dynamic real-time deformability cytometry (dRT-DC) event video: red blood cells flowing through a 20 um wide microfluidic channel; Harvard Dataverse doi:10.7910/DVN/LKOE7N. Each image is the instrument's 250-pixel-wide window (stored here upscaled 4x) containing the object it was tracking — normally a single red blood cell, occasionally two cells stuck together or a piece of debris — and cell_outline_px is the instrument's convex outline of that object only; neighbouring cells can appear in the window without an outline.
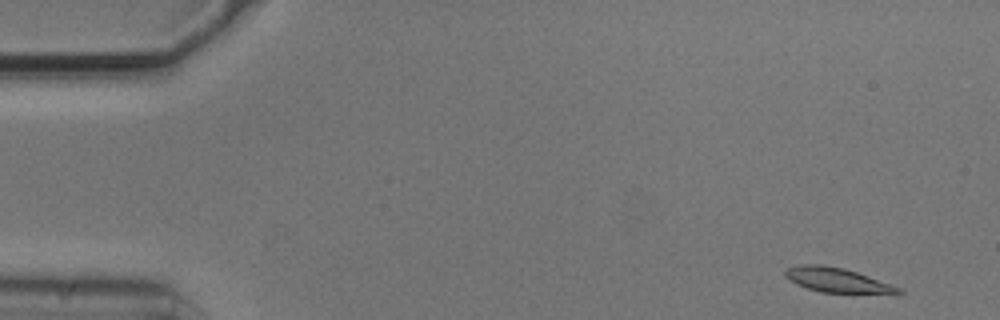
{"species": "common noctule bat (a hibernating species)", "species_latin": "Nyctalus noctula", "temperature_condition": "cold", "stored_images_in_passage": 13, "camera_frame_rate_fps": 3000, "um_per_image_px": 0.085, "animal": {"sex": "male", "body_mass_g": 20.5, "forearm_length_mm": 52.5}, "frame": {"image": 1, "passage_image": 1, "time_ms": 0.0, "image_size_px": [1000, 320], "cell_outline_px": [[904, 292], [820, 292], [796, 284], [788, 280], [784, 276], [784, 272], [788, 268], [804, 264], [820, 264], [844, 268], [868, 276], [900, 288]], "centroid_in_image_um": [71.02, 23.78], "position_along_channel_um": 14.0, "area_um2": 15.55}}
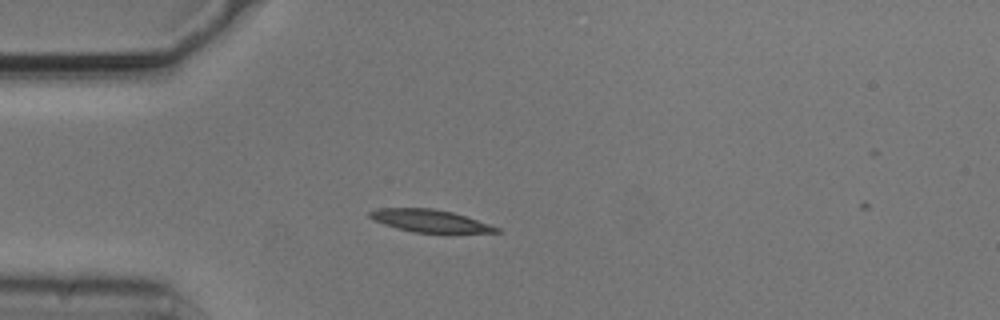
{"frame": {"image": 2, "passage_image": 12, "time_ms": 3.667, "image_size_px": [1000, 320], "cell_outline_px": [[500, 232], [412, 232], [396, 228], [372, 220], [368, 216], [368, 212], [376, 208], [432, 208], [452, 212], [500, 228]], "centroid_in_image_um": [36.43, 18.75], "position_along_channel_um": 48.6, "area_um2": 16.3}}